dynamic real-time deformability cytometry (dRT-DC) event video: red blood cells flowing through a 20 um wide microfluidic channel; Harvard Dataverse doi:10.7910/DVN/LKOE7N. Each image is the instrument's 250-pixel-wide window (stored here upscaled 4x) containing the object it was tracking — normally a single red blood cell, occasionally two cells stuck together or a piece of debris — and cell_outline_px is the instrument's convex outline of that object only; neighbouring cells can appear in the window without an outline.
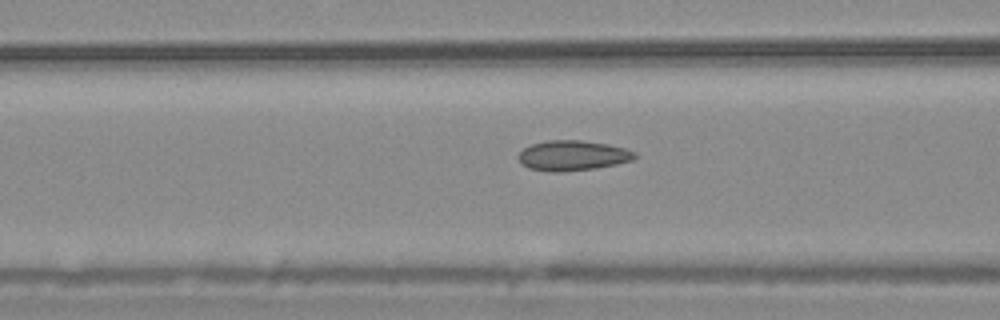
{"species": "common noctule bat (a hibernating species)", "species_latin": "Nyctalus noctula", "temperature_condition": "warm", "stored_images_in_passage": 53, "camera_frame_rate_fps": 3000, "um_per_image_px": 0.085, "animal": {"sex": "male", "body_mass_g": 20.4}, "frame": {"image": 1, "passage_image": 21, "time_ms": 6.667, "image_size_px": [1000, 320], "cell_outline_px": [[640, 156], [632, 160], [616, 164], [596, 168], [564, 172], [548, 172], [528, 168], [520, 164], [516, 156], [524, 148], [532, 144], [548, 140], [580, 140], [608, 144], [624, 148], [636, 152]], "centroid_in_image_um": [48.66, 13.23], "position_along_channel_um": 117.9, "area_um2": 20.75}}
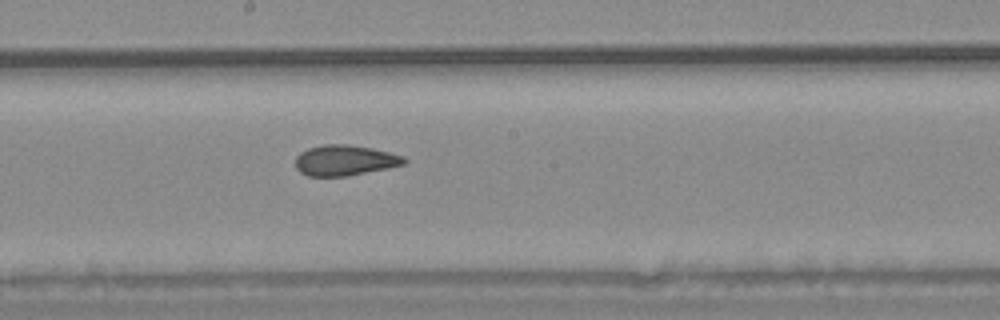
{"frame": {"image": 2, "passage_image": 29, "time_ms": 9.333, "image_size_px": [1000, 320], "cell_outline_px": [[408, 160], [404, 164], [388, 168], [348, 176], [308, 176], [300, 172], [296, 168], [296, 156], [300, 152], [308, 148], [324, 144], [348, 144], [372, 148], [404, 156]], "centroid_in_image_um": [29.3, 13.62], "position_along_channel_um": 218.9, "area_um2": 19.42}}
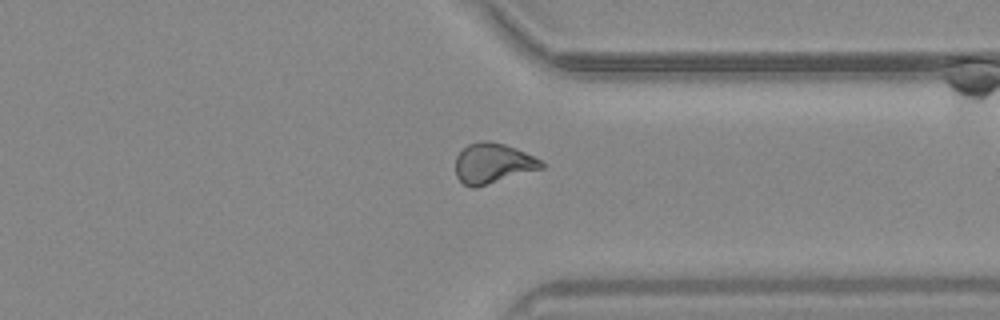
{"frame": {"image": 3, "passage_image": 41, "time_ms": 13.333, "image_size_px": [1000, 320], "cell_outline_px": [[544, 168], [476, 188], [472, 188], [464, 184], [456, 176], [456, 156], [468, 144], [480, 140], [488, 140], [504, 144], [516, 148], [540, 160], [544, 164]], "centroid_in_image_um": [41.88, 13.89], "position_along_channel_um": 369.5, "area_um2": 20.17}, "authors_computed_cell_mechanics": {"area_um2": 20.3456, "velocity_mm_per_s": 3.7815, "shape_relaxation_time_tau1_ms": null, "shape_relaxation_time_tau2_ms": 1.8191, "deformation_change_tau1": null, "deformation_change_tau2": 0.0764}}